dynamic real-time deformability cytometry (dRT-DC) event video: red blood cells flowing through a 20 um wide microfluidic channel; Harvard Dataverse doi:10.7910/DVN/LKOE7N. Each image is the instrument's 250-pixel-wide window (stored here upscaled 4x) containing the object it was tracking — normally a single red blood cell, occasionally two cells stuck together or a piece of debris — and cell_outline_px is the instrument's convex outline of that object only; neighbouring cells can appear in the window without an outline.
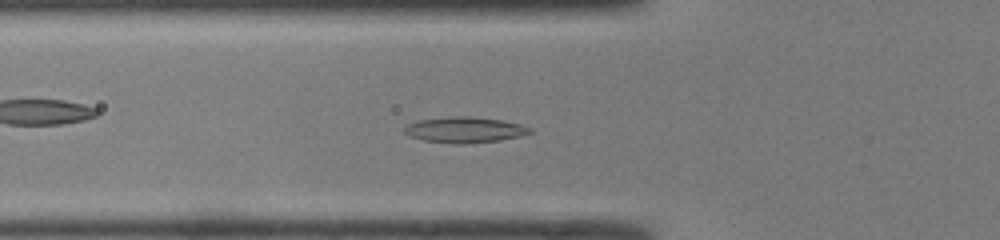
{"species": "common noctule bat (a hibernating species)", "species_latin": "Nyctalus noctula", "temperature_condition": "room temperature", "stored_images_in_passage": 46, "camera_frame_rate_fps": 3000, "um_per_image_px": 0.085, "animal": {"sex": "male", "body_mass_g": 19.0, "forearm_length_mm": 50.8}, "frame": {"image": 1, "passage_image": 16, "time_ms": 5.0, "image_size_px": [1000, 240], "cell_outline_px": [[532, 132], [520, 136], [500, 140], [464, 144], [460, 144], [424, 140], [408, 136], [404, 132], [404, 128], [408, 124], [416, 120], [448, 116], [468, 116], [504, 120], [520, 124], [532, 128]], "centroid_in_image_um": [39.49, 11.02], "position_along_channel_um": 86.3, "area_um2": 18.96}}
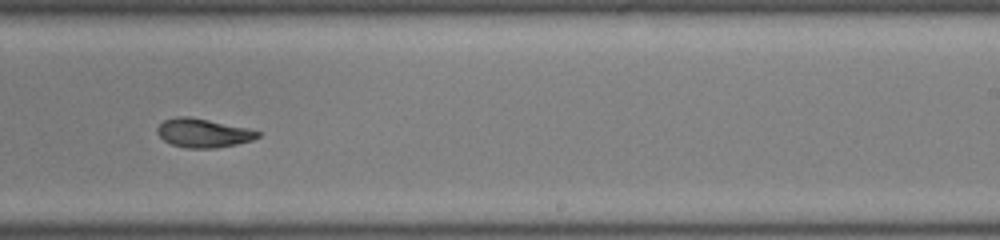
{"frame": {"image": 2, "passage_image": 29, "time_ms": 9.333, "image_size_px": [1000, 240], "cell_outline_px": [[260, 136], [252, 140], [236, 144], [216, 148], [184, 148], [172, 144], [164, 140], [156, 132], [156, 128], [164, 120], [176, 116], [188, 116], [208, 120], [244, 128], [260, 132]], "centroid_in_image_um": [17.22, 11.31], "position_along_channel_um": 271.8, "area_um2": 16.65}}
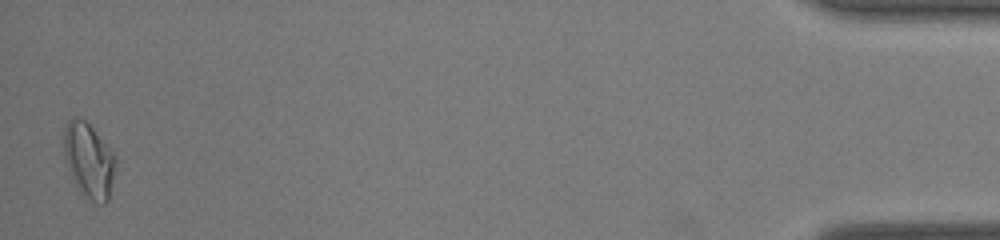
{"frame": {"image": 3, "passage_image": 46, "time_ms": 15.0, "image_size_px": [1000, 240], "cell_outline_px": [[116, 168], [108, 200], [104, 204], [96, 204], [80, 192], [68, 168], [64, 152], [64, 128], [68, 120], [76, 116], [84, 120], [92, 128], [112, 152], [116, 160]], "centroid_in_image_um": [7.56, 13.65], "position_along_channel_um": 427.6, "area_um2": 22.25}, "authors_computed_cell_mechanics": {"area_um2": 18.1203, "velocity_mm_per_s": 4.2872, "shape_relaxation_time_tau1_ms": null, "shape_relaxation_time_tau2_ms": 2.7532, "deformation_change_tau1": null, "deformation_change_tau2": 0.0949}}